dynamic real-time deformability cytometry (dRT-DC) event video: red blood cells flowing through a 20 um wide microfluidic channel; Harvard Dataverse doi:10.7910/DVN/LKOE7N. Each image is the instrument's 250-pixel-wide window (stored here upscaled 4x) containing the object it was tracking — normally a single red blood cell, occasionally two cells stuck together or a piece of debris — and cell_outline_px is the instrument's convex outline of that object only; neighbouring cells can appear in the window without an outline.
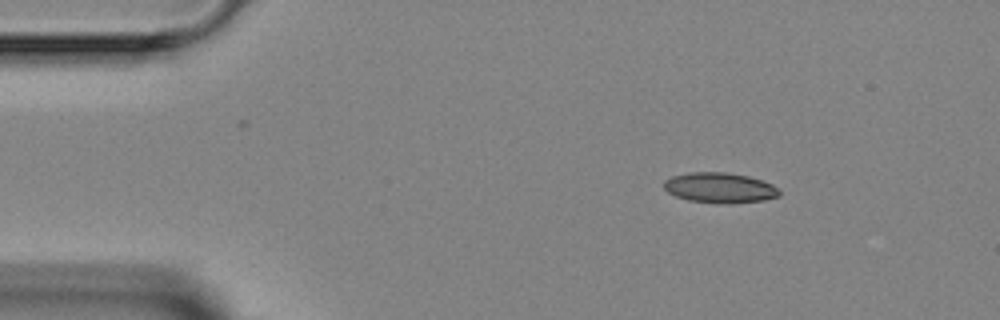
{"species": "Egyptian fruit bat (a non-hibernating species)", "species_latin": "Rousettus aegyptiacus", "temperature_condition": "room temperature", "stored_images_in_passage": 2, "camera_frame_rate_fps": 3000, "um_per_image_px": 0.085, "animal": {"sex": "female"}, "frame": {"image": 1, "passage_image": 1, "time_ms": 0.0, "image_size_px": [1000, 320], "cell_outline_px": [[780, 196], [764, 200], [728, 204], [716, 204], [688, 200], [676, 196], [668, 192], [664, 188], [664, 180], [672, 176], [688, 172], [728, 172], [748, 176], [772, 184], [780, 192]], "centroid_in_image_um": [61.16, 15.96], "position_along_channel_um": 23.8, "area_um2": 20.52}}